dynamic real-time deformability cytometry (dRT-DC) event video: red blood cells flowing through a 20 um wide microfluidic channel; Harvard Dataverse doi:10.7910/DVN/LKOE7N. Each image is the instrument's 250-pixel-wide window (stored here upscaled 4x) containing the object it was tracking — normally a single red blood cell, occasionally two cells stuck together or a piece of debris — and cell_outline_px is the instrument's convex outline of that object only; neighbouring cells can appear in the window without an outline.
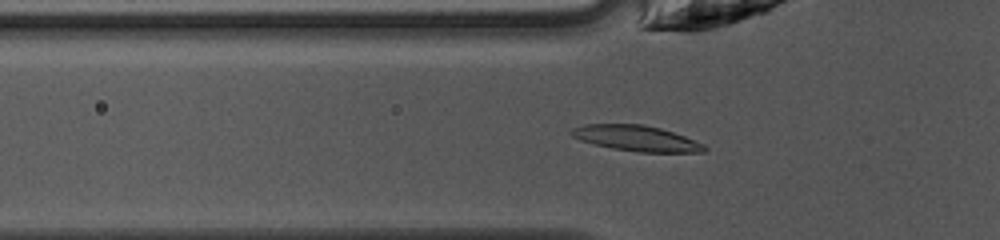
{"species": "common noctule bat (a hibernating species)", "species_latin": "Nyctalus noctula", "temperature_condition": "warm", "stored_images_in_passage": 41, "camera_frame_rate_fps": 3000, "um_per_image_px": 0.085, "animal": {"sex": "female", "body_mass_g": 10.0, "forearm_length_mm": 53.1}, "frame": {"image": 1, "passage_image": 9, "time_ms": 2.667, "image_size_px": [1000, 240], "cell_outline_px": [[708, 148], [704, 152], [640, 152], [612, 148], [592, 144], [580, 140], [572, 136], [568, 132], [572, 128], [584, 124], [644, 124], [660, 128], [684, 136], [704, 144]], "centroid_in_image_um": [54.06, 11.75], "position_along_channel_um": 71.7, "area_um2": 19.88}}
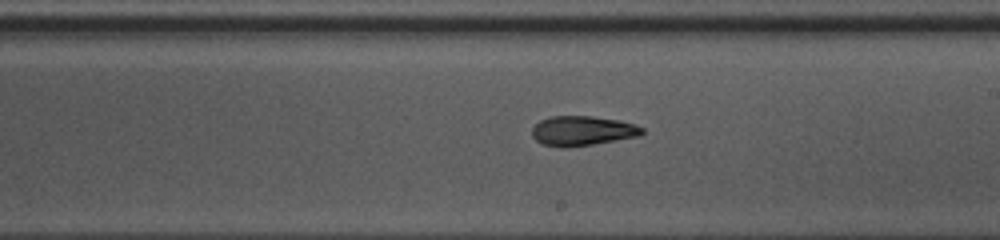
{"frame": {"image": 2, "passage_image": 21, "time_ms": 6.667, "image_size_px": [1000, 240], "cell_outline_px": [[644, 132], [640, 136], [592, 144], [564, 148], [544, 144], [536, 140], [532, 136], [532, 128], [540, 120], [552, 116], [592, 116], [620, 120], [636, 124], [644, 128]], "centroid_in_image_um": [49.53, 11.11], "position_along_channel_um": 239.5, "area_um2": 19.07}}
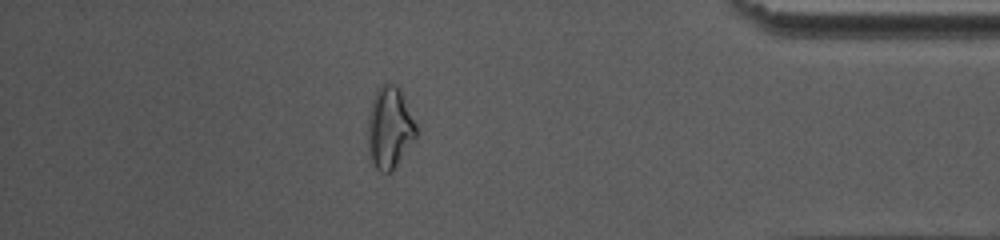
{"frame": {"image": 3, "passage_image": 35, "time_ms": 11.333, "image_size_px": [1000, 240], "cell_outline_px": [[416, 136], [392, 172], [380, 172], [368, 160], [368, 116], [372, 100], [376, 88], [380, 84], [396, 84], [400, 88], [416, 124]], "centroid_in_image_um": [33.08, 10.86], "position_along_channel_um": 402.1, "area_um2": 23.24}, "authors_computed_cell_mechanics": {"area_um2": 19.1318, "velocity_mm_per_s": 4.1713, "shape_relaxation_time_tau1_ms": 5.058, "shape_relaxation_time_tau2_ms": 4.377, "deformation_change_tau1": 0.1768, "deformation_change_tau2": 0.1082}}